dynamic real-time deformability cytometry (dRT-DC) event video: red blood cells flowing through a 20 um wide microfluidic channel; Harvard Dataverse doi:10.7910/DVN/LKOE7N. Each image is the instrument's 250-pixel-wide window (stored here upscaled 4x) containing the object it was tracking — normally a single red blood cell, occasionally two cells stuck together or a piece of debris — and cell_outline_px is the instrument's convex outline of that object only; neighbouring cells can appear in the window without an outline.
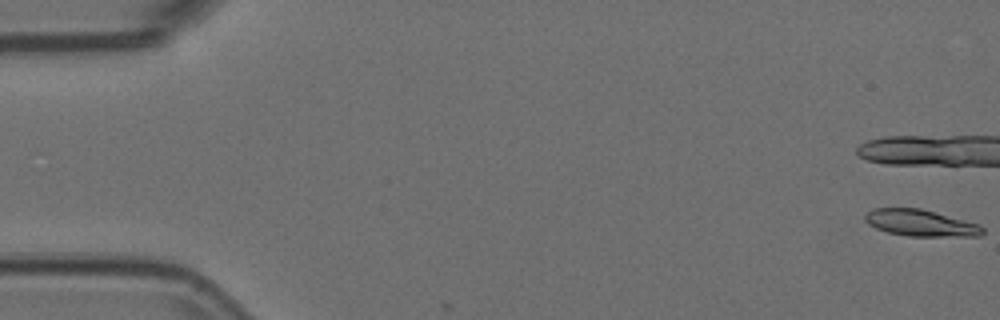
{"species": "Egyptian fruit bat (a non-hibernating species)", "species_latin": "Rousettus aegyptiacus", "temperature_condition": "room temperature", "stored_images_in_passage": 4, "camera_frame_rate_fps": 3000, "um_per_image_px": 0.085, "animal": {"sex": "female"}, "frame": {"image": 1, "passage_image": 1, "time_ms": 0.0, "image_size_px": [1000, 320], "cell_outline_px": [[984, 232], [980, 236], [908, 236], [888, 232], [876, 228], [868, 224], [864, 220], [864, 216], [872, 208], [920, 208], [980, 224], [984, 228]], "centroid_in_image_um": [78.26, 18.95], "position_along_channel_um": 6.7, "area_um2": 18.21}}